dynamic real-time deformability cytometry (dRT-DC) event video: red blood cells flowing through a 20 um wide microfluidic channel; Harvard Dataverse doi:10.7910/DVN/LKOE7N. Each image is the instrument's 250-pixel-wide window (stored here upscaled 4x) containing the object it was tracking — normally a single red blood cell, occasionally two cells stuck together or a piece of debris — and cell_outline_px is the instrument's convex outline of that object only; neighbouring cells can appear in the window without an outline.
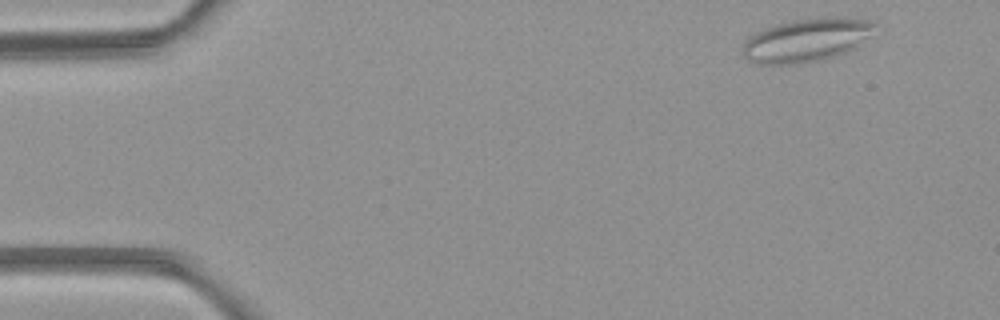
{"species": "common noctule bat (a hibernating species)", "species_latin": "Nyctalus noctula", "temperature_condition": "room temperature", "stored_images_in_passage": 3, "camera_frame_rate_fps": 3000, "um_per_image_px": 0.085, "animal": {"sex": "female", "body_mass_g": 21.9}, "frame": {"image": 1, "passage_image": 1, "time_ms": 0.0, "image_size_px": [1000, 320], "cell_outline_px": [[880, 24], [868, 36], [852, 48], [844, 52], [820, 60], [792, 64], [756, 64], [748, 60], [740, 52], [748, 36], [764, 28], [776, 24], [792, 20], [828, 16], [840, 16], [876, 20]], "centroid_in_image_um": [68.55, 3.37], "position_along_channel_um": 16.5, "area_um2": 33.64}}